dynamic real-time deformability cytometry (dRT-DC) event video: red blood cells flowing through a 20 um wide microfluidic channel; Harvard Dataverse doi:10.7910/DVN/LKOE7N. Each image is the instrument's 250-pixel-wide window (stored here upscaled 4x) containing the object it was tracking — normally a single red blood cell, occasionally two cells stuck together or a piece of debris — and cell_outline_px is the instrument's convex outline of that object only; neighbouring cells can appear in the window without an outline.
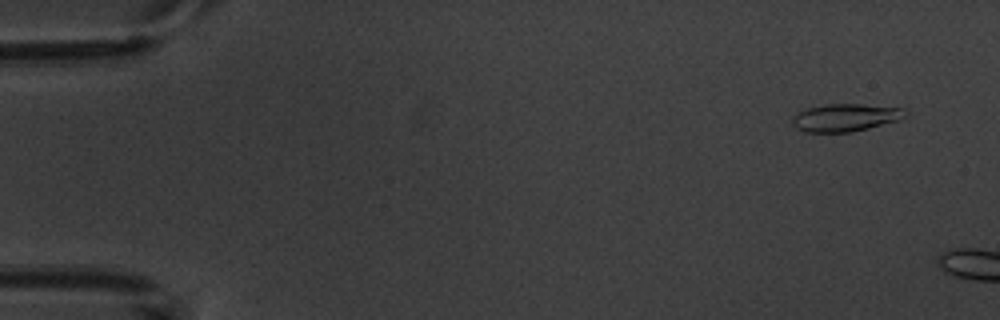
{"species": "common noctule bat (a hibernating species)", "species_latin": "Nyctalus noctula", "temperature_condition": "warm", "stored_images_in_passage": 3, "camera_frame_rate_fps": 3000, "um_per_image_px": 0.085, "animal": {"sex": "male", "body_mass_g": 20.1, "forearm_length_mm": 53.5}, "frame": {"image": 1, "passage_image": 1, "time_ms": 0.0, "image_size_px": [1000, 320], "cell_outline_px": [[908, 116], [900, 120], [852, 132], [804, 132], [796, 128], [792, 124], [792, 116], [808, 108], [824, 104], [860, 104], [904, 108], [908, 112]], "centroid_in_image_um": [71.89, 9.99], "position_along_channel_um": 13.1, "area_um2": 18.32}}